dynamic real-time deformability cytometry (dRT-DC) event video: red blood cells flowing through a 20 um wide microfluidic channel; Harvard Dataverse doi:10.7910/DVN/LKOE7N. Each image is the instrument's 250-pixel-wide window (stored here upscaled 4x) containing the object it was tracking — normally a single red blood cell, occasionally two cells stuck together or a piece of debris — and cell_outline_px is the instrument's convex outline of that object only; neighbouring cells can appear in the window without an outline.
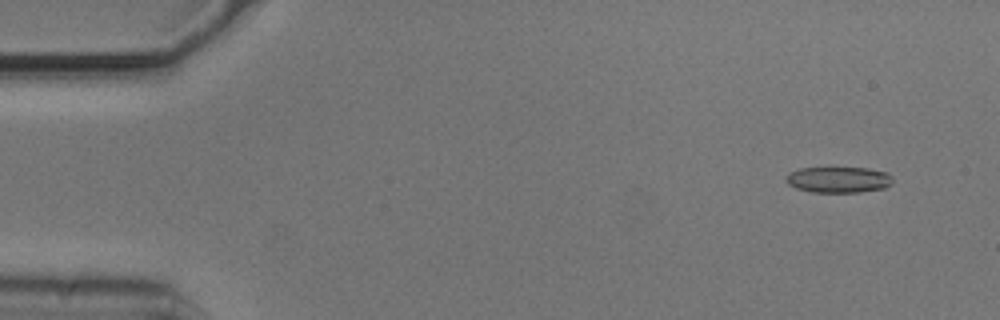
{"species": "common noctule bat (a hibernating species)", "species_latin": "Nyctalus noctula", "temperature_condition": "cold", "stored_images_in_passage": 54, "camera_frame_rate_fps": 3000, "um_per_image_px": 0.085, "animal": {"sex": "male", "body_mass_g": 20.5, "forearm_length_mm": 52.5}, "frame": {"image": 1, "passage_image": 4, "time_ms": 1.0, "image_size_px": [1000, 320], "cell_outline_px": [[892, 184], [884, 188], [860, 192], [812, 192], [796, 188], [788, 184], [784, 180], [788, 172], [800, 168], [868, 168], [888, 172], [892, 176]], "centroid_in_image_um": [71.27, 15.27], "position_along_channel_um": 13.7, "area_um2": 16.3}}
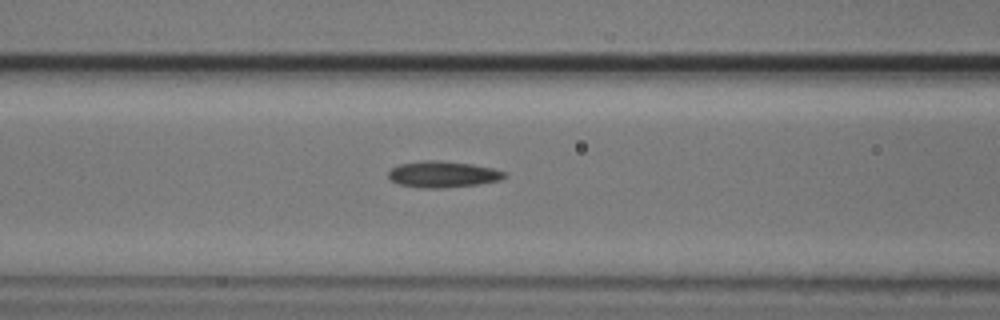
{"frame": {"image": 2, "passage_image": 22, "time_ms": 7.0, "image_size_px": [1000, 320], "cell_outline_px": [[508, 176], [500, 180], [476, 184], [444, 188], [420, 188], [400, 184], [392, 180], [388, 176], [388, 172], [392, 168], [400, 164], [424, 160], [440, 160], [472, 164], [492, 168], [508, 172]], "centroid_in_image_um": [37.67, 14.81], "position_along_channel_um": 128.9, "area_um2": 17.8}}
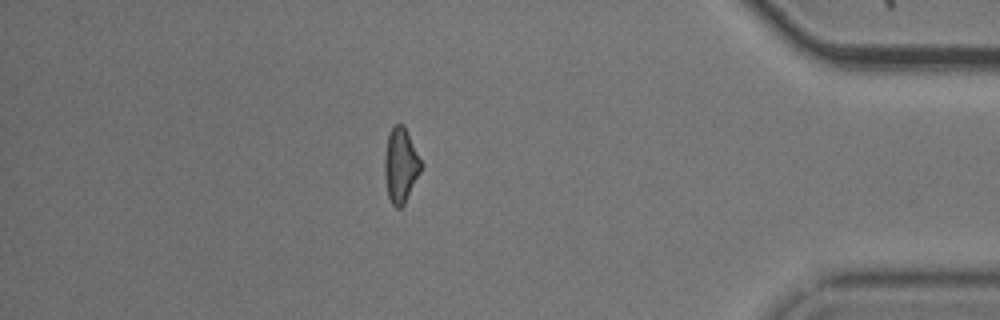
{"frame": {"image": 3, "passage_image": 47, "time_ms": 15.333, "image_size_px": [1000, 320], "cell_outline_px": [[424, 164], [404, 204], [400, 208], [396, 208], [392, 204], [388, 196], [384, 176], [384, 156], [388, 136], [392, 124], [404, 124]], "centroid_in_image_um": [34.06, 14.01], "position_along_channel_um": 401.1, "area_um2": 16.13}, "authors_computed_cell_mechanics": {"area_um2": 16.8487, "velocity_mm_per_s": 3.7287, "shape_relaxation_time_tau1_ms": 6.3444, "shape_relaxation_time_tau2_ms": 5.0502, "deformation_change_tau1": 0.1293, "deformation_change_tau2": 0.1446}}